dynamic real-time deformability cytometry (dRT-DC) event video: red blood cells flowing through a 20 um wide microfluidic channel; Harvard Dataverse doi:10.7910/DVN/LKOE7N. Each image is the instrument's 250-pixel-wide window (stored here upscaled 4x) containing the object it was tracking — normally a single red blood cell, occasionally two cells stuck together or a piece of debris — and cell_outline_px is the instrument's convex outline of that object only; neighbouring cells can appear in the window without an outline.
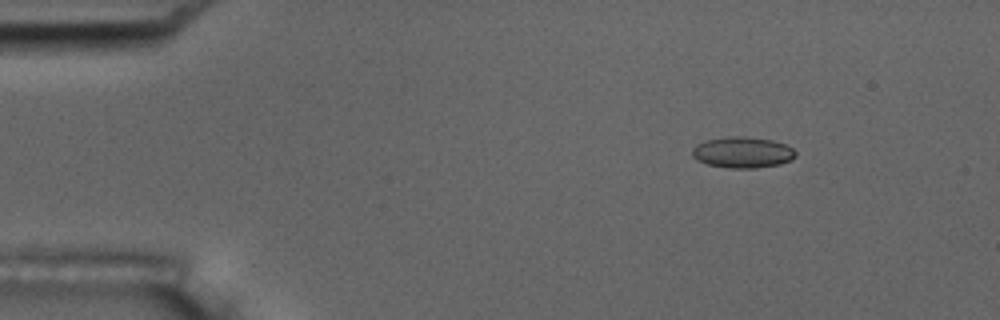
{"species": "common noctule bat (a hibernating species)", "species_latin": "Nyctalus noctula", "temperature_condition": "room temperature", "stored_images_in_passage": 4, "camera_frame_rate_fps": 3000, "um_per_image_px": 0.085, "animal": {"sex": "male", "body_mass_g": 17.5, "forearm_length_mm": 52.3}, "frame": {"image": 1, "passage_image": 2, "time_ms": 2.0, "image_size_px": [1000, 320], "cell_outline_px": [[796, 156], [792, 160], [780, 164], [756, 168], [732, 168], [708, 164], [696, 160], [692, 156], [692, 148], [696, 144], [708, 140], [728, 136], [744, 136], [772, 140], [784, 144], [792, 148], [796, 152]], "centroid_in_image_um": [63.12, 12.95], "position_along_channel_um": 21.9, "area_um2": 18.73}}
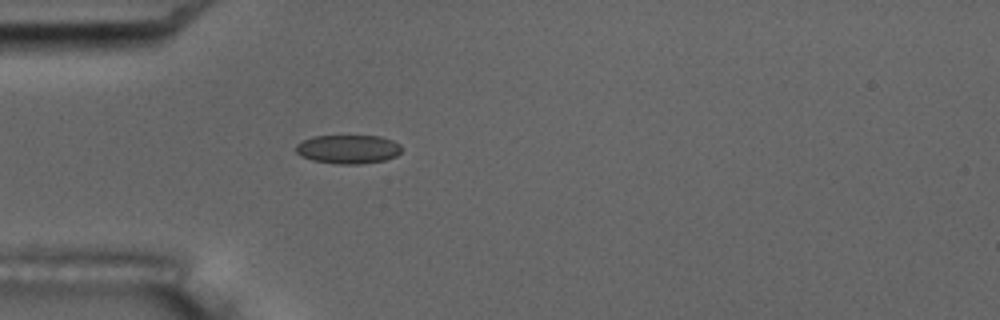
{"frame": {"image": 2, "passage_image": 4, "time_ms": 5.0, "image_size_px": [1000, 320], "cell_outline_px": [[404, 148], [396, 156], [384, 160], [360, 164], [336, 164], [312, 160], [300, 156], [296, 152], [296, 144], [312, 136], [380, 136], [392, 140], [400, 144]], "centroid_in_image_um": [29.6, 12.68], "position_along_channel_um": 55.4, "area_um2": 17.86}}